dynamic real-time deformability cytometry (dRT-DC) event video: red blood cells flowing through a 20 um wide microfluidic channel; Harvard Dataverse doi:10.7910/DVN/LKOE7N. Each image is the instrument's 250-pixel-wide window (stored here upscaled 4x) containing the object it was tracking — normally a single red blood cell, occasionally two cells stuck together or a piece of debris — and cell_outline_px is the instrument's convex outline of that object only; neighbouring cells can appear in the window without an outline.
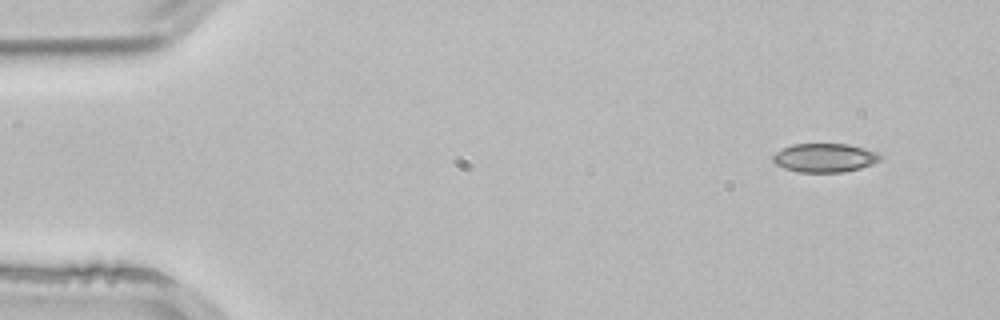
{"species": "common noctule bat (a hibernating species)", "species_latin": "Nyctalus noctula", "temperature_condition": "room temperature", "stored_images_in_passage": 4, "segment_of_instrument_passage": [2, 2], "camera_frame_rate_fps": 3000, "um_per_image_px": 0.085, "animal": {"sex": "male", "body_mass_g": 21.5, "forearm_length_mm": 52.0}, "frame": {"image": 1, "passage_image": 4, "time_ms": 1.0, "image_size_px": [1000, 320], "cell_outline_px": [[884, 156], [880, 160], [872, 164], [860, 168], [844, 172], [800, 172], [784, 168], [776, 164], [772, 160], [772, 156], [776, 152], [792, 144], [848, 144], [864, 148], [876, 152]], "centroid_in_image_um": [70.11, 13.41], "position_along_channel_um": 14.9, "area_um2": 17.98}}